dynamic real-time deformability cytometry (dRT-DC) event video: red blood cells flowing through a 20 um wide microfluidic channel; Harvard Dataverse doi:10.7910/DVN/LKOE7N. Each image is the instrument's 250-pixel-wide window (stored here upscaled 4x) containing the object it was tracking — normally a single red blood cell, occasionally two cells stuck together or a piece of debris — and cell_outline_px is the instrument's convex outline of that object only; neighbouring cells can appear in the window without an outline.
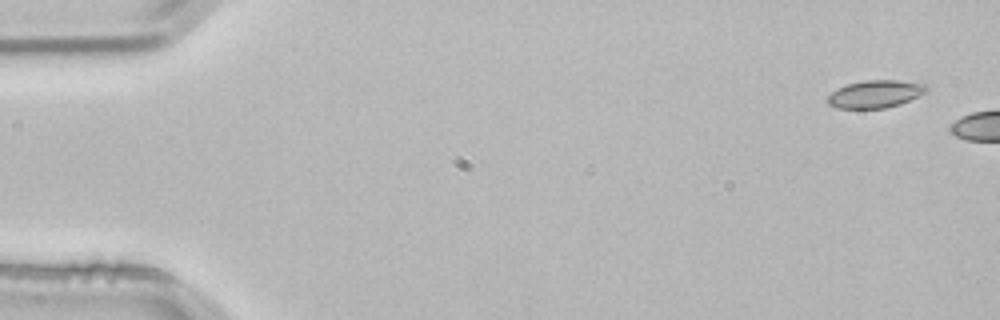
{"species": "common noctule bat (a hibernating species)", "species_latin": "Nyctalus noctula", "temperature_condition": "room temperature", "stored_images_in_passage": 5, "camera_frame_rate_fps": 3000, "um_per_image_px": 0.085, "animal": {"sex": "male", "body_mass_g": 21.5, "forearm_length_mm": 52.0}, "frame": {"image": 1, "passage_image": 1, "time_ms": 0.0, "image_size_px": [1000, 320], "cell_outline_px": [[928, 92], [900, 104], [884, 108], [836, 108], [828, 104], [828, 96], [832, 92], [848, 84], [864, 80], [900, 80], [928, 84]], "centroid_in_image_um": [74.46, 7.98], "position_along_channel_um": 10.5, "area_um2": 15.9}}